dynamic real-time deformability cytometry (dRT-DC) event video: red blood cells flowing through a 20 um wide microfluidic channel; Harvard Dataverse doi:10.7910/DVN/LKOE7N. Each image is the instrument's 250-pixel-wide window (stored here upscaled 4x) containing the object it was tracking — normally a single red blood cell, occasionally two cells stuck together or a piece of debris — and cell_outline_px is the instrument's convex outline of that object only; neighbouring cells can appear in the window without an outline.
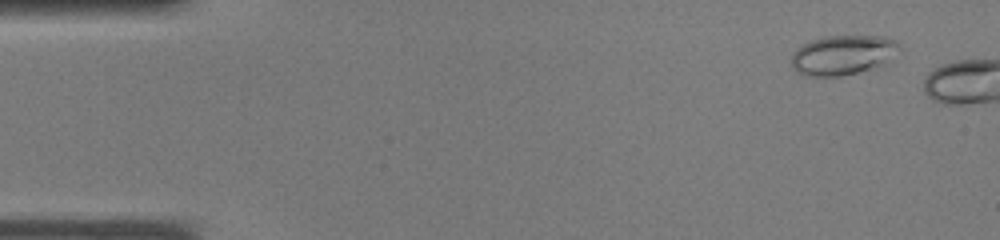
{"species": "common noctule bat (a hibernating species)", "species_latin": "Nyctalus noctula", "temperature_condition": "warm", "stored_images_in_passage": 5, "camera_frame_rate_fps": 3000, "um_per_image_px": 0.085, "animal": {"sex": "male", "body_mass_g": 19.0, "forearm_length_mm": 50.8}, "frame": {"image": 1, "passage_image": 3, "time_ms": 0.667, "image_size_px": [1000, 240], "cell_outline_px": [[900, 48], [884, 64], [856, 72], [840, 76], [804, 76], [796, 72], [792, 68], [792, 52], [796, 48], [812, 40], [828, 36], [884, 36], [896, 40]], "centroid_in_image_um": [71.6, 4.67], "position_along_channel_um": 13.4, "area_um2": 24.8}}